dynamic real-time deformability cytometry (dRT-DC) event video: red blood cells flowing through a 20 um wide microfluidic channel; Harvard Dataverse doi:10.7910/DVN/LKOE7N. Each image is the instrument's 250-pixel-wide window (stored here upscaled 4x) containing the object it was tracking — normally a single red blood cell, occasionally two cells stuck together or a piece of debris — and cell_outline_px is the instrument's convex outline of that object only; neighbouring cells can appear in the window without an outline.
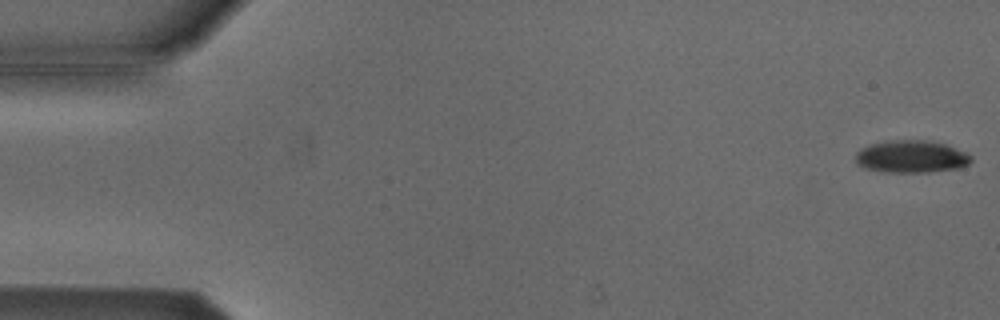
{"species": "Egyptian fruit bat (a non-hibernating species)", "species_latin": "Rousettus aegyptiacus", "temperature_condition": "cold", "stored_images_in_passage": 53, "camera_frame_rate_fps": 3000, "um_per_image_px": 0.085, "animal": {"sex": "male"}, "frame": {"image": 1, "passage_image": 1, "time_ms": 0.0, "image_size_px": [1000, 320], "cell_outline_px": [[972, 160], [968, 164], [960, 168], [928, 172], [884, 172], [864, 168], [856, 164], [856, 152], [860, 148], [872, 144], [892, 140], [928, 140], [944, 144], [968, 152], [972, 156]], "centroid_in_image_um": [77.47, 13.31], "position_along_channel_um": 7.5, "area_um2": 21.96}}
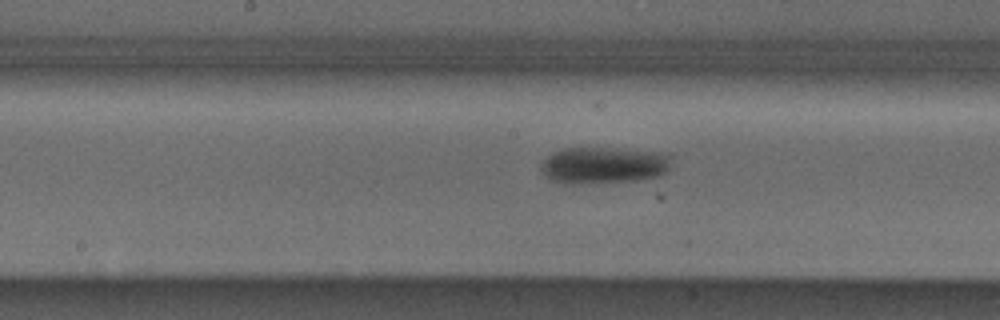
{"frame": {"image": 2, "passage_image": 27, "time_ms": 8.667, "image_size_px": [1000, 320], "cell_outline_px": [[672, 156], [668, 172], [660, 176], [636, 180], [580, 184], [564, 184], [548, 180], [544, 176], [540, 168], [540, 164], [552, 152], [564, 148], [616, 148], [672, 152]], "centroid_in_image_um": [51.34, 14.04], "position_along_channel_um": 196.9, "area_um2": 28.73}}
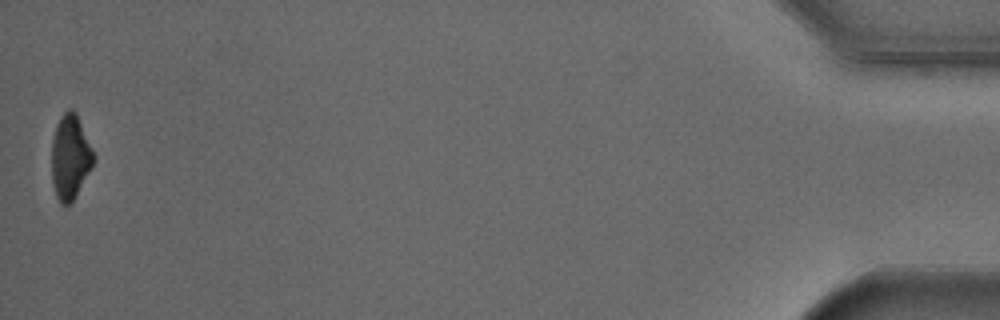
{"frame": {"image": 3, "passage_image": 53, "time_ms": 17.333, "image_size_px": [1000, 320], "cell_outline_px": [[96, 156], [92, 168], [72, 200], [68, 204], [60, 204], [56, 196], [52, 180], [52, 140], [56, 124], [60, 116], [68, 108], [72, 108], [76, 112]], "centroid_in_image_um": [5.97, 13.3], "position_along_channel_um": 429.2, "area_um2": 20.69}, "authors_computed_cell_mechanics": {"area_um2": 24.5072, "velocity_mm_per_s": 3.8372, "shape_relaxation_time_tau1_ms": 3.3016, "shape_relaxation_time_tau2_ms": null, "deformation_change_tau1": 0.0971, "deformation_change_tau2": null}}